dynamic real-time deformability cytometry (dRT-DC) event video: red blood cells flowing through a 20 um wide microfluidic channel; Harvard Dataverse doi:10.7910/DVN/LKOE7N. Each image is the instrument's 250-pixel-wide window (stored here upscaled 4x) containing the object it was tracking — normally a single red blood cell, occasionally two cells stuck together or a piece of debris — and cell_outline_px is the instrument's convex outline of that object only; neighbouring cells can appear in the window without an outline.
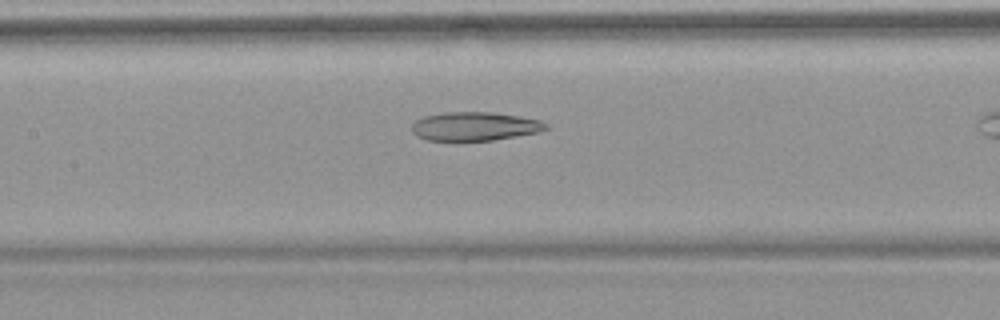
{"species": "common noctule bat (a hibernating species)", "species_latin": "Nyctalus noctula", "temperature_condition": "warm", "stored_images_in_passage": 30, "camera_frame_rate_fps": 3000, "um_per_image_px": 0.085, "animal": {"sex": "female", "body_mass_g": 18.4}, "frame": {"image": 1, "passage_image": 13, "time_ms": 4.0, "image_size_px": [1000, 320], "cell_outline_px": [[548, 128], [540, 132], [492, 140], [428, 140], [416, 136], [412, 132], [412, 124], [416, 120], [424, 116], [444, 112], [492, 112], [520, 116], [540, 120], [548, 124]], "centroid_in_image_um": [40.36, 10.73], "position_along_channel_um": 167.0, "area_um2": 22.43}}